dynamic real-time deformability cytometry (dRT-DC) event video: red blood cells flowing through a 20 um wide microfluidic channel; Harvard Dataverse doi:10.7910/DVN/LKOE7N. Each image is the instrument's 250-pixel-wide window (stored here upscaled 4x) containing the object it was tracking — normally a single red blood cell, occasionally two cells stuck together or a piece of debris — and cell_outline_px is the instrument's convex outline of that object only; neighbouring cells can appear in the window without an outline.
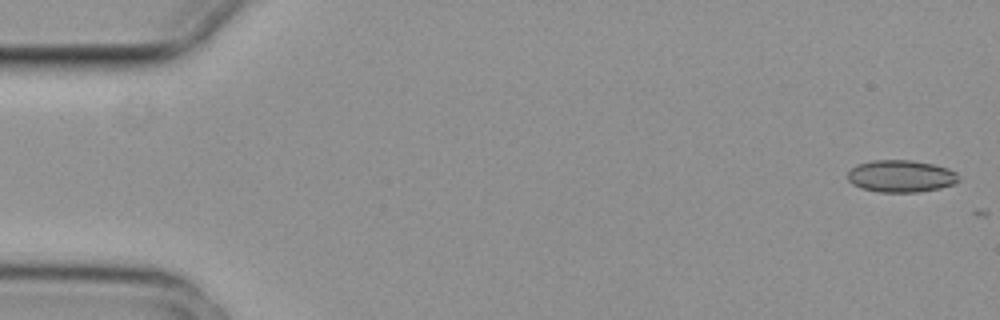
{"species": "common noctule bat (a hibernating species)", "species_latin": "Nyctalus noctula", "temperature_condition": "cold", "stored_images_in_passage": 4, "camera_frame_rate_fps": 3000, "um_per_image_px": 0.085, "animal": {"sex": "female", "body_mass_g": 29.2, "forearm_length_mm": 56.3}, "frame": {"image": 1, "passage_image": 1, "time_ms": 0.0, "image_size_px": [1000, 320], "cell_outline_px": [[960, 180], [952, 184], [940, 188], [920, 192], [876, 192], [860, 188], [852, 184], [848, 180], [848, 172], [856, 164], [872, 160], [912, 160], [932, 164], [948, 168], [956, 172], [960, 176]], "centroid_in_image_um": [76.57, 14.97], "position_along_channel_um": 8.4, "area_um2": 20.98}}
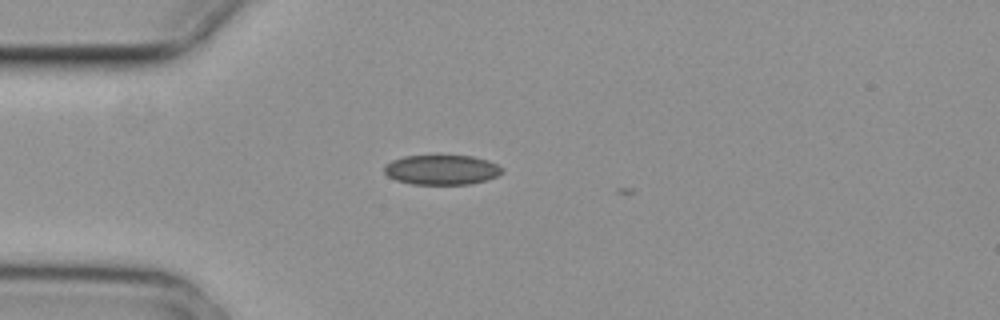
{"frame": {"image": 2, "passage_image": 4, "time_ms": 1.0, "image_size_px": [1000, 320], "cell_outline_px": [[504, 172], [488, 180], [468, 184], [412, 184], [396, 180], [388, 176], [384, 172], [384, 164], [392, 160], [404, 156], [472, 156], [488, 160], [504, 168]], "centroid_in_image_um": [37.55, 14.43], "position_along_channel_um": 47.4, "area_um2": 20.52}}